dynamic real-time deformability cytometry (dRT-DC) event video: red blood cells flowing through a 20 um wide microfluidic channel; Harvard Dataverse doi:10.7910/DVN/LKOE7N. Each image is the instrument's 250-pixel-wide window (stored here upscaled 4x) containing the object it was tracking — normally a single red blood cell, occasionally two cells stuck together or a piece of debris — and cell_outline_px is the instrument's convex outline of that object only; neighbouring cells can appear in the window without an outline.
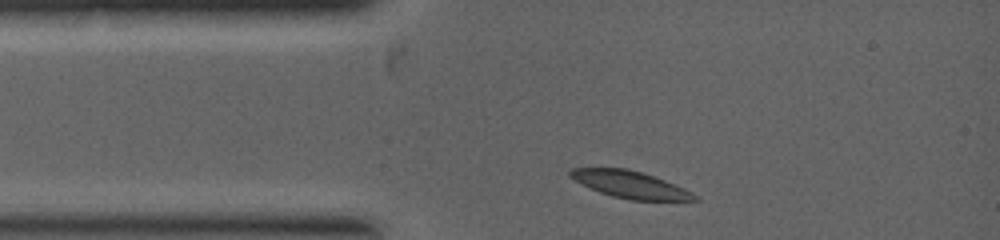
{"species": "common noctule bat (a hibernating species)", "species_latin": "Nyctalus noctula", "temperature_condition": "warm", "stored_images_in_passage": 5, "camera_frame_rate_fps": 5000, "um_per_image_px": 0.085, "animal": {"sex": "female", "body_mass_g": 19.0, "forearm_length_mm": 53.3}, "frame": {"image": 1, "passage_image": 1, "time_ms": 0.0, "image_size_px": [1000, 240], "cell_outline_px": [[700, 200], [628, 200], [612, 196], [600, 192], [568, 176], [568, 172], [572, 168], [628, 168], [664, 180], [684, 188], [692, 192]], "centroid_in_image_um": [53.56, 15.68], "position_along_channel_um": 31.4, "area_um2": 19.25}}
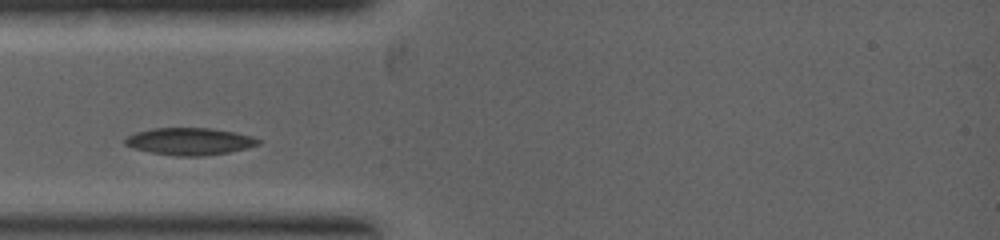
{"frame": {"image": 2, "passage_image": 3, "time_ms": 0.8, "image_size_px": [1000, 240], "cell_outline_px": [[260, 144], [228, 152], [204, 156], [176, 156], [152, 152], [136, 148], [124, 144], [124, 140], [128, 136], [136, 132], [152, 128], [212, 128], [252, 136], [260, 140]], "centroid_in_image_um": [16.11, 12.01], "position_along_channel_um": 68.9, "area_um2": 20.81}}
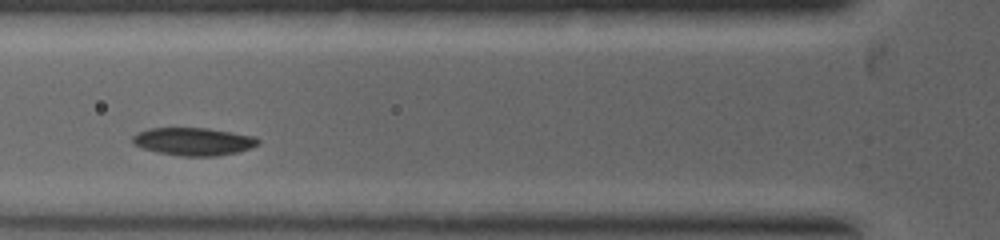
{"frame": {"image": 3, "passage_image": 4, "time_ms": 1.4, "image_size_px": [1000, 240], "cell_outline_px": [[260, 144], [236, 152], [216, 156], [180, 156], [160, 152], [144, 148], [132, 144], [132, 136], [148, 128], [208, 128], [256, 136], [260, 140]], "centroid_in_image_um": [16.47, 12.02], "position_along_channel_um": 109.3, "area_um2": 20.23}}